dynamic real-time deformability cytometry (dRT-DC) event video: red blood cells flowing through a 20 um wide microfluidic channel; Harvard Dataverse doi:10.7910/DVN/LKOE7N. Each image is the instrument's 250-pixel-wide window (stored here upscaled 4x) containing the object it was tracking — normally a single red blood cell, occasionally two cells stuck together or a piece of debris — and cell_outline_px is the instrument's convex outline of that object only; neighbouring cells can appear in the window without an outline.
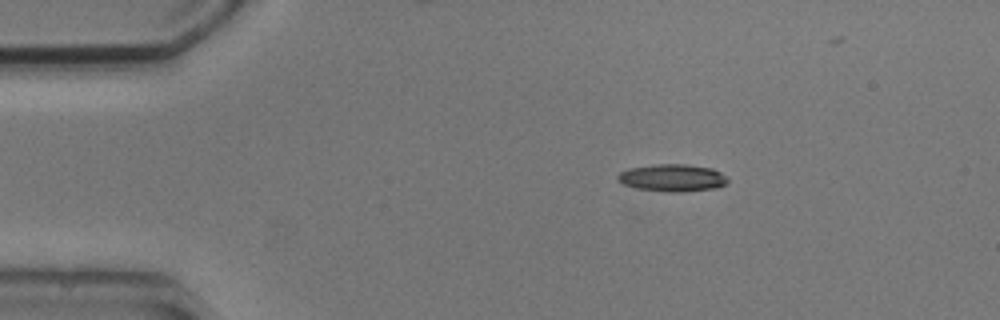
{"species": "common noctule bat (a hibernating species)", "species_latin": "Nyctalus noctula", "temperature_condition": "cold", "stored_images_in_passage": 6, "camera_frame_rate_fps": 3000, "um_per_image_px": 0.085, "animal": {"sex": "male", "body_mass_g": 20.5, "forearm_length_mm": 52.5}, "frame": {"image": 1, "passage_image": 3, "time_ms": 3.0, "image_size_px": [1000, 320], "cell_outline_px": [[728, 180], [724, 184], [716, 188], [680, 192], [668, 192], [636, 188], [624, 184], [616, 180], [616, 176], [620, 172], [628, 168], [656, 164], [684, 164], [712, 168], [728, 176]], "centroid_in_image_um": [57.14, 15.11], "position_along_channel_um": 27.9, "area_um2": 17.57}}
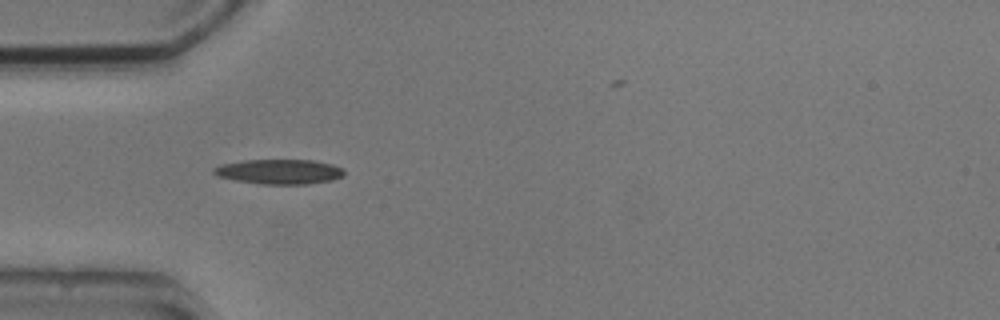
{"frame": {"image": 2, "passage_image": 5, "time_ms": 5.333, "image_size_px": [1000, 320], "cell_outline_px": [[344, 176], [332, 180], [308, 184], [260, 184], [236, 180], [216, 176], [212, 172], [212, 168], [220, 164], [244, 160], [312, 160], [332, 164], [344, 168]], "centroid_in_image_um": [23.73, 14.59], "position_along_channel_um": 61.3, "area_um2": 19.02}}